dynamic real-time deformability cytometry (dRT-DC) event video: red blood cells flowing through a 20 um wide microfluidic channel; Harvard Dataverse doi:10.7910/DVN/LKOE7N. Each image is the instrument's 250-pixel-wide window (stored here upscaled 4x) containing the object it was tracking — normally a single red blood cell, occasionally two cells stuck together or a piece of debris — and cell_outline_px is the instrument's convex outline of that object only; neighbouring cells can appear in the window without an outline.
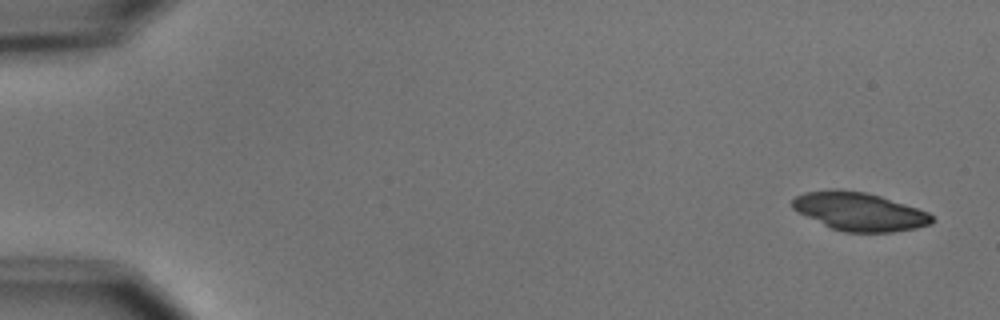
{"species": "common noctule bat (a hibernating species)", "species_latin": "Nyctalus noctula", "temperature_condition": "cold", "stored_images_in_passage": 6, "camera_frame_rate_fps": 3000, "um_per_image_px": 0.085, "animal": {"sex": "male", "body_mass_g": 15.6}, "frame": {"image": 1, "passage_image": 1, "time_ms": 0.0, "image_size_px": [1000, 320], "cell_outline_px": [[936, 220], [932, 224], [916, 228], [892, 232], [844, 232], [832, 228], [792, 208], [792, 200], [796, 196], [804, 192], [828, 188], [840, 188], [864, 192], [880, 196], [928, 212]], "centroid_in_image_um": [73.06, 17.96], "position_along_channel_um": 11.9, "area_um2": 31.04}}